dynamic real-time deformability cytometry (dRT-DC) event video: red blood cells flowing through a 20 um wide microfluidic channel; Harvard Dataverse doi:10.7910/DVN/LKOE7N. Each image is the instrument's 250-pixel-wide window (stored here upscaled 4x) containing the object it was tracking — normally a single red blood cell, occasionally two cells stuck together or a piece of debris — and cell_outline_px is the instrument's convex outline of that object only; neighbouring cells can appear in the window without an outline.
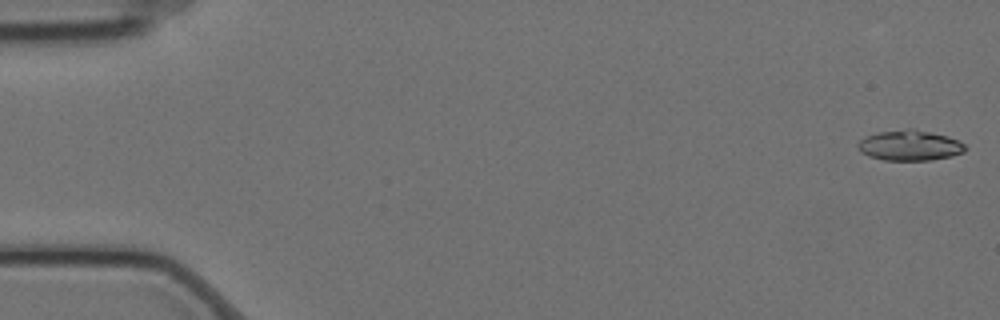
{"species": "Egyptian fruit bat (a non-hibernating species)", "species_latin": "Rousettus aegyptiacus", "temperature_condition": "cold", "stored_images_in_passage": 57, "camera_frame_rate_fps": 3000, "um_per_image_px": 0.085, "animal": {"sex": "female"}, "frame": {"image": 1, "passage_image": 1, "time_ms": 0.0, "image_size_px": [1000, 320], "cell_outline_px": [[968, 148], [964, 152], [952, 156], [932, 160], [884, 160], [868, 156], [860, 152], [856, 144], [864, 136], [880, 132], [908, 128], [912, 128], [948, 136], [964, 144]], "centroid_in_image_um": [77.31, 12.36], "position_along_channel_um": 7.7, "area_um2": 19.13}}
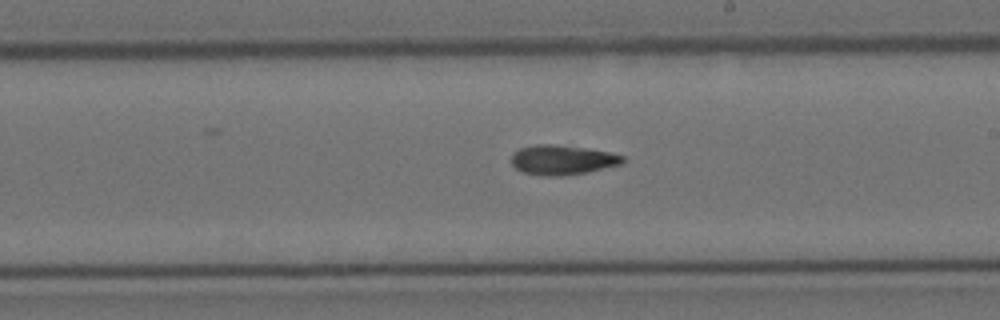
{"frame": {"image": 2, "passage_image": 33, "time_ms": 10.667, "image_size_px": [1000, 320], "cell_outline_px": [[624, 160], [620, 164], [588, 172], [564, 176], [544, 176], [524, 172], [516, 168], [512, 164], [512, 152], [520, 148], [536, 144], [552, 144], [584, 148], [608, 152], [624, 156]], "centroid_in_image_um": [47.77, 13.59], "position_along_channel_um": 241.2, "area_um2": 19.13}}
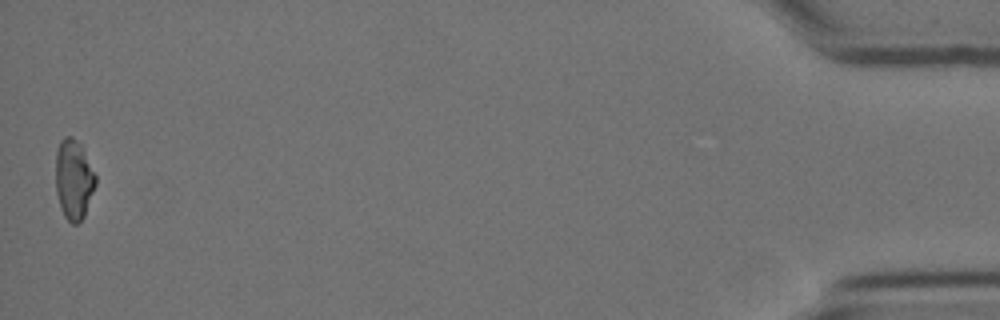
{"frame": {"image": 3, "passage_image": 57, "time_ms": 18.667, "image_size_px": [1000, 320], "cell_outline_px": [[96, 184], [84, 216], [76, 224], [72, 224], [64, 216], [60, 208], [56, 192], [56, 152], [60, 140], [64, 136], [72, 136], [80, 144], [96, 176]], "centroid_in_image_um": [6.25, 15.25], "position_along_channel_um": 429.0, "area_um2": 18.5}}